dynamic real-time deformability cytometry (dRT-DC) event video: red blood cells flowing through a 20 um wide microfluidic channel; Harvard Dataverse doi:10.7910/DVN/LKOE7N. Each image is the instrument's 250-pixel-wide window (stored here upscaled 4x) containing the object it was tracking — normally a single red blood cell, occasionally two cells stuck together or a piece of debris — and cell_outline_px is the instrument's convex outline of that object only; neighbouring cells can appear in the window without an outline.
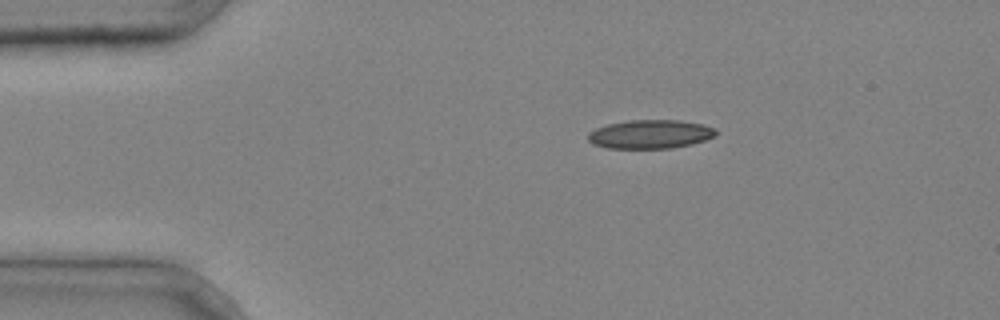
{"species": "common noctule bat (a hibernating species)", "species_latin": "Nyctalus noctula", "temperature_condition": "cold", "stored_images_in_passage": 2, "camera_frame_rate_fps": 3000, "um_per_image_px": 0.085, "animal": {"sex": "male", "body_mass_g": 20.4}, "frame": {"image": 1, "passage_image": 1, "time_ms": 0.0, "image_size_px": [1000, 320], "cell_outline_px": [[716, 136], [692, 144], [672, 148], [608, 148], [592, 144], [588, 140], [588, 132], [596, 128], [608, 124], [628, 120], [680, 120], [704, 124], [716, 128]], "centroid_in_image_um": [55.28, 11.4], "position_along_channel_um": 29.7, "area_um2": 21.56}}
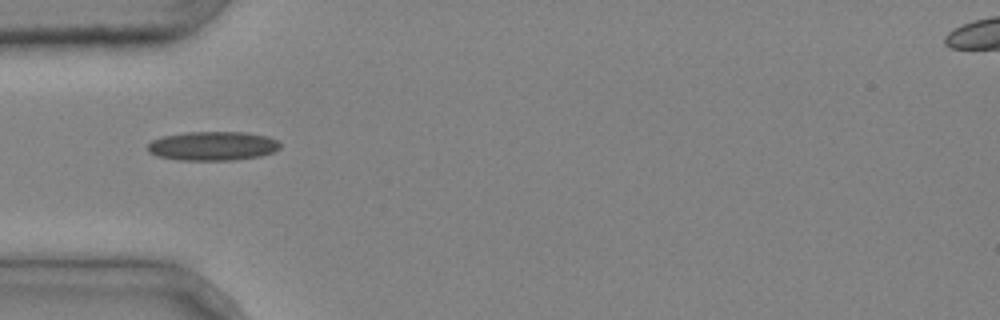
{"frame": {"image": 2, "passage_image": 2, "time_ms": 0.333, "image_size_px": [1000, 320], "cell_outline_px": [[280, 148], [272, 152], [260, 156], [232, 160], [176, 160], [156, 156], [148, 152], [148, 144], [152, 140], [164, 136], [184, 132], [248, 132], [268, 136], [276, 140], [280, 144]], "centroid_in_image_um": [18.06, 12.4], "position_along_channel_um": 66.9, "area_um2": 22.54}}